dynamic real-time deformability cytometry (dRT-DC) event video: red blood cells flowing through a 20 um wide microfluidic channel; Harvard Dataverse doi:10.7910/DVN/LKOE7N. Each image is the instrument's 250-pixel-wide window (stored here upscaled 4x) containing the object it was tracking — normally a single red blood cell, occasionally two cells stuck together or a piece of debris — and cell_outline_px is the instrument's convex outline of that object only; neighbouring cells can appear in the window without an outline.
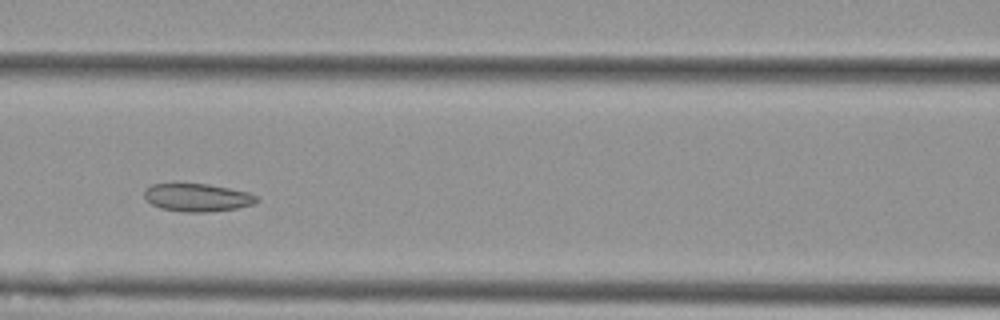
{"species": "Egyptian fruit bat (a non-hibernating species)", "species_latin": "Rousettus aegyptiacus", "temperature_condition": "cold", "stored_images_in_passage": 7, "camera_frame_rate_fps": 3000, "um_per_image_px": 0.085, "animal": {"sex": "female"}, "frame": {"image": 1, "passage_image": 4, "time_ms": 1.0, "image_size_px": [1000, 320], "cell_outline_px": [[260, 200], [256, 204], [236, 208], [208, 212], [184, 212], [160, 208], [152, 204], [144, 196], [144, 192], [152, 184], [208, 184], [248, 192], [256, 196]], "centroid_in_image_um": [16.81, 16.8], "position_along_channel_um": 149.8, "area_um2": 18.15}}
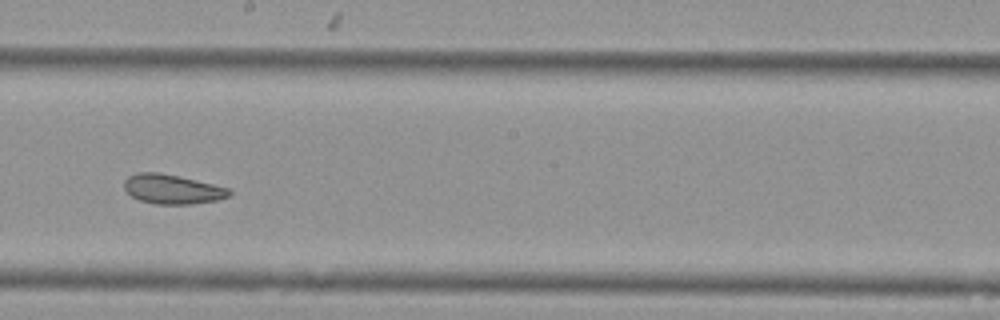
{"frame": {"image": 2, "passage_image": 6, "time_ms": 1.667, "image_size_px": [1000, 320], "cell_outline_px": [[232, 192], [228, 196], [216, 200], [192, 204], [156, 204], [140, 200], [132, 196], [124, 188], [124, 180], [128, 176], [140, 172], [160, 172], [180, 176], [228, 188]], "centroid_in_image_um": [14.62, 16.07], "position_along_channel_um": 233.6, "area_um2": 17.92}}
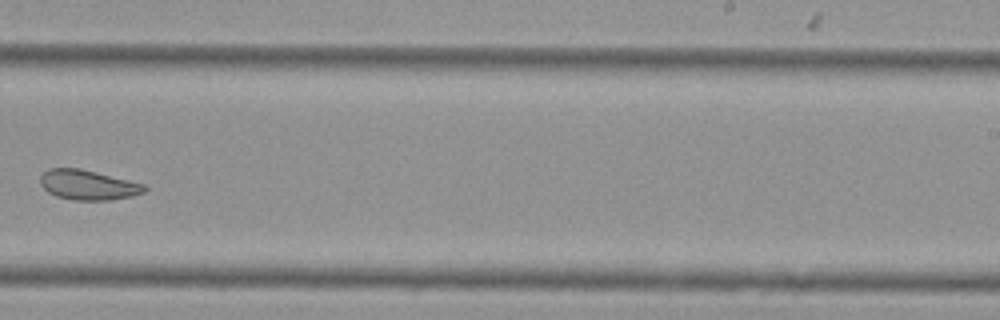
{"frame": {"image": 3, "passage_image": 7, "time_ms": 2.0, "image_size_px": [1000, 320], "cell_outline_px": [[148, 188], [144, 192], [132, 196], [112, 200], [72, 200], [56, 196], [48, 192], [40, 184], [40, 176], [48, 168], [80, 168], [144, 184]], "centroid_in_image_um": [7.47, 15.72], "position_along_channel_um": 281.5, "area_um2": 18.15}}